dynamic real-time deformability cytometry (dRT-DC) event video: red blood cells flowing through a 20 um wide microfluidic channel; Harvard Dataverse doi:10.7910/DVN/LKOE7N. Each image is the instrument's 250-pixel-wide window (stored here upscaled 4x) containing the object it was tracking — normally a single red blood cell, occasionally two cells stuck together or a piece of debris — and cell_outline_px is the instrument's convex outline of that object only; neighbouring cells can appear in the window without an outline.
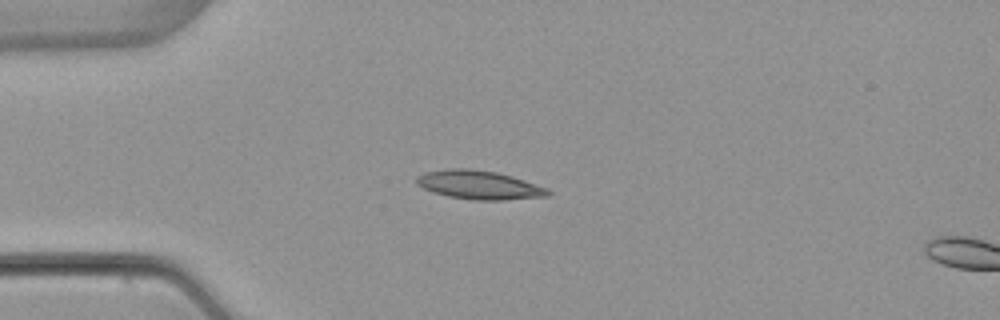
{"species": "common noctule bat (a hibernating species)", "species_latin": "Nyctalus noctula", "temperature_condition": "warm", "stored_images_in_passage": 5, "camera_frame_rate_fps": 3000, "um_per_image_px": 0.085, "animal": {"sex": "female", "body_mass_g": 22.7, "forearm_length_mm": 54.2}, "frame": {"image": 1, "passage_image": 4, "time_ms": 4.667, "image_size_px": [1000, 320], "cell_outline_px": [[552, 192], [548, 196], [504, 200], [472, 200], [448, 196], [432, 192], [416, 184], [416, 176], [424, 172], [448, 168], [468, 168], [496, 172], [512, 176], [548, 188]], "centroid_in_image_um": [40.71, 15.72], "position_along_channel_um": 44.3, "area_um2": 22.14}}